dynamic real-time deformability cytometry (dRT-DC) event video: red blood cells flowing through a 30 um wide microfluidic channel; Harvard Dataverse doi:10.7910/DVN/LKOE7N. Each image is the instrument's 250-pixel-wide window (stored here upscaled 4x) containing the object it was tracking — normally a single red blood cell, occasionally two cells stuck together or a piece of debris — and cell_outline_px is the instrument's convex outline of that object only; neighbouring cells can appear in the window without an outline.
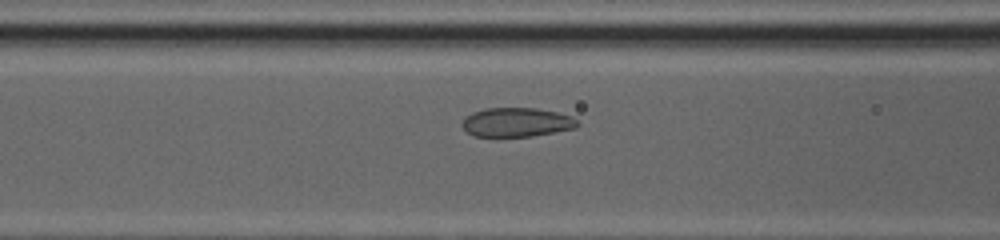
{"species": "common noctule bat (a hibernating species)", "species_latin": "Nyctalus noctula", "temperature_condition": "cold", "stored_images_in_passage": 43, "camera_frame_rate_fps": 3000, "um_per_image_px": 0.085, "animal": {"sex": "female", "body_mass_g": 20.0, "forearm_length_mm": 54.0}, "frame": {"image": 1, "passage_image": 15, "time_ms": 4.667, "image_size_px": [1000, 240], "cell_outline_px": [[580, 124], [576, 128], [532, 136], [472, 136], [460, 124], [464, 116], [472, 112], [484, 108], [536, 108], [556, 112], [572, 116]], "centroid_in_image_um": [43.88, 10.38], "position_along_channel_um": 122.7, "area_um2": 19.65}}
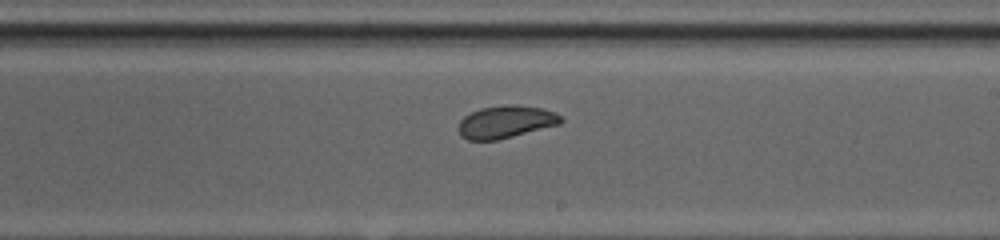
{"frame": {"image": 2, "passage_image": 24, "time_ms": 7.667, "image_size_px": [1000, 240], "cell_outline_px": [[564, 120], [560, 124], [496, 140], [468, 140], [460, 136], [460, 120], [464, 116], [480, 108], [504, 104], [516, 104], [544, 108], [560, 116]], "centroid_in_image_um": [42.99, 10.34], "position_along_channel_um": 246.0, "area_um2": 19.31}}
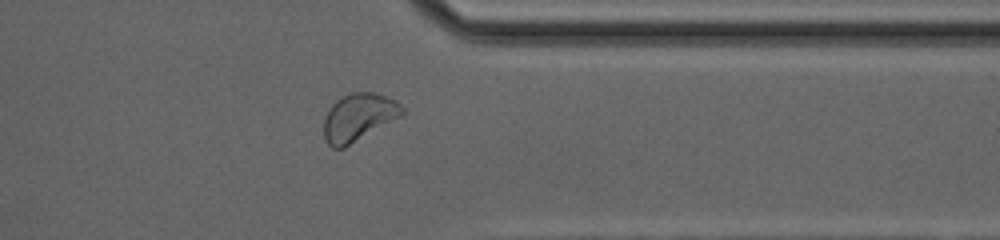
{"frame": {"image": 3, "passage_image": 34, "time_ms": 11.0, "image_size_px": [1000, 240], "cell_outline_px": [[404, 112], [400, 116], [344, 148], [332, 148], [328, 144], [324, 136], [324, 120], [328, 108], [336, 100], [352, 92], [372, 92], [396, 100], [404, 108]], "centroid_in_image_um": [30.45, 9.96], "position_along_channel_um": 380.9, "area_um2": 21.44}, "authors_computed_cell_mechanics": {"area_um2": 20.6924, "velocity_mm_per_s": 4.1285, "shape_relaxation_time_tau1_ms": 3.3824, "shape_relaxation_time_tau2_ms": 6.1166, "deformation_change_tau1": 0.1131, "deformation_change_tau2": 0.0699}}